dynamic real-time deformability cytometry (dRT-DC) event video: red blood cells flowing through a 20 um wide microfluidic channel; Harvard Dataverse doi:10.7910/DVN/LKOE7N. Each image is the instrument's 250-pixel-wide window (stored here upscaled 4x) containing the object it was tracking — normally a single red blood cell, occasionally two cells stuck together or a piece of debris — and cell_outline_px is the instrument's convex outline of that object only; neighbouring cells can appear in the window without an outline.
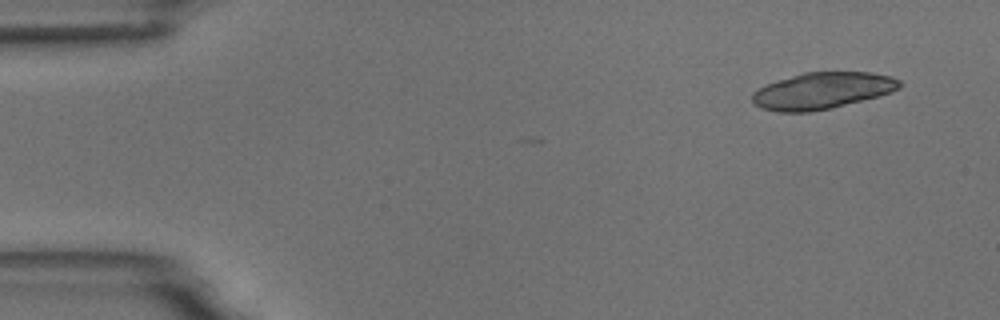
{"species": "common noctule bat (a hibernating species)", "species_latin": "Nyctalus noctula", "temperature_condition": "room temperature", "stored_images_in_passage": 5, "camera_frame_rate_fps": 3000, "um_per_image_px": 0.085, "animal": {"sex": "male", "body_mass_g": 18.8}, "frame": {"image": 1, "passage_image": 1, "time_ms": 0.0, "image_size_px": [1000, 320], "cell_outline_px": [[904, 84], [900, 88], [892, 92], [880, 96], [832, 108], [808, 112], [776, 112], [760, 108], [752, 100], [752, 92], [776, 80], [804, 72], [872, 72], [892, 76], [900, 80]], "centroid_in_image_um": [69.94, 7.71], "position_along_channel_um": 15.1, "area_um2": 31.67}}
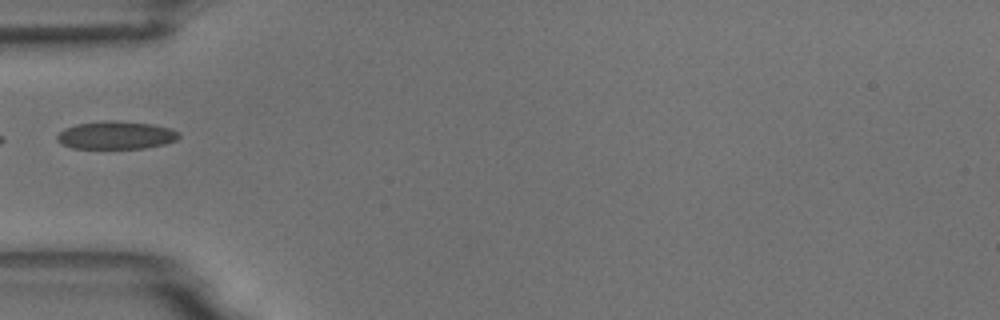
{"frame": {"image": 2, "passage_image": 5, "time_ms": 4.667, "image_size_px": [1000, 320], "cell_outline_px": [[180, 136], [176, 140], [164, 144], [144, 148], [72, 148], [60, 144], [56, 140], [56, 136], [64, 128], [76, 124], [100, 120], [112, 120], [152, 124], [172, 128], [180, 132]], "centroid_in_image_um": [9.85, 11.48], "position_along_channel_um": 75.2, "area_um2": 20.06}}